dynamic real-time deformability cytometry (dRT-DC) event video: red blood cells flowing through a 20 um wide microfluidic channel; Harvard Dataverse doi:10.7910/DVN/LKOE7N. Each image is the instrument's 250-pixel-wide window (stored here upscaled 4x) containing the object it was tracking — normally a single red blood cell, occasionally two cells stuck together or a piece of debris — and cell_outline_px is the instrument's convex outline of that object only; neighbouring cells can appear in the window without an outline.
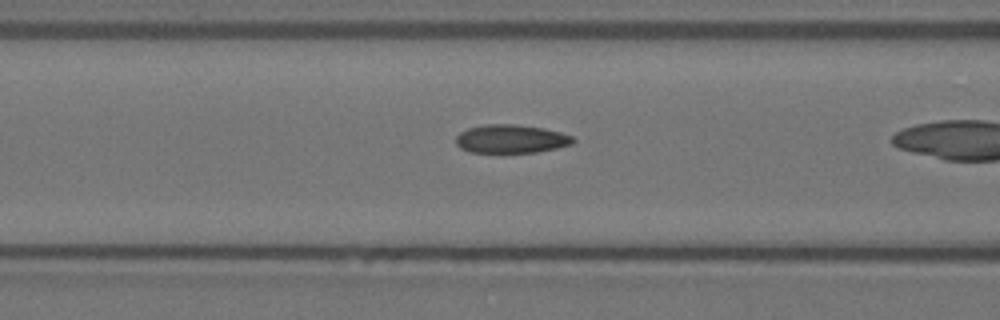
{"species": "Egyptian fruit bat (a non-hibernating species)", "species_latin": "Rousettus aegyptiacus", "temperature_condition": "warm", "stored_images_in_passage": 32, "camera_frame_rate_fps": 3000, "um_per_image_px": 0.085, "animal": {"sex": "female"}, "frame": {"image": 1, "passage_image": 17, "time_ms": 5.333, "image_size_px": [1000, 320], "cell_outline_px": [[576, 140], [572, 144], [556, 148], [536, 152], [468, 152], [460, 148], [456, 144], [456, 136], [460, 132], [468, 128], [488, 124], [512, 124], [544, 128], [560, 132], [572, 136]], "centroid_in_image_um": [43.43, 11.8], "position_along_channel_um": 123.2, "area_um2": 19.36}}
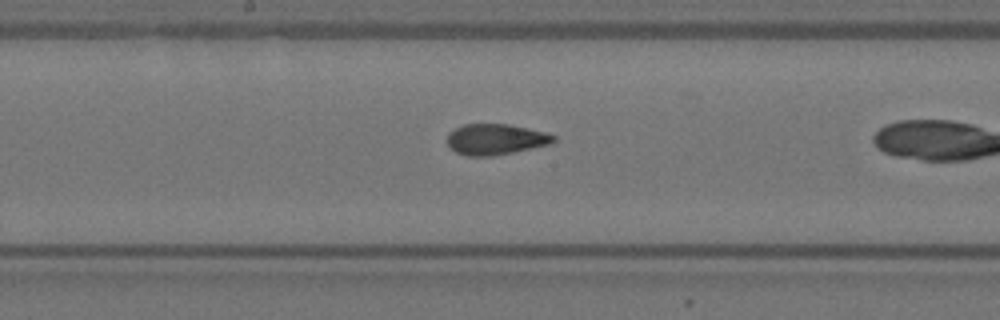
{"frame": {"image": 2, "passage_image": 24, "time_ms": 7.667, "image_size_px": [1000, 320], "cell_outline_px": [[556, 140], [552, 144], [492, 156], [468, 156], [456, 152], [448, 144], [448, 132], [464, 124], [508, 124], [544, 132], [556, 136]], "centroid_in_image_um": [42.14, 11.84], "position_along_channel_um": 206.1, "area_um2": 18.96}}
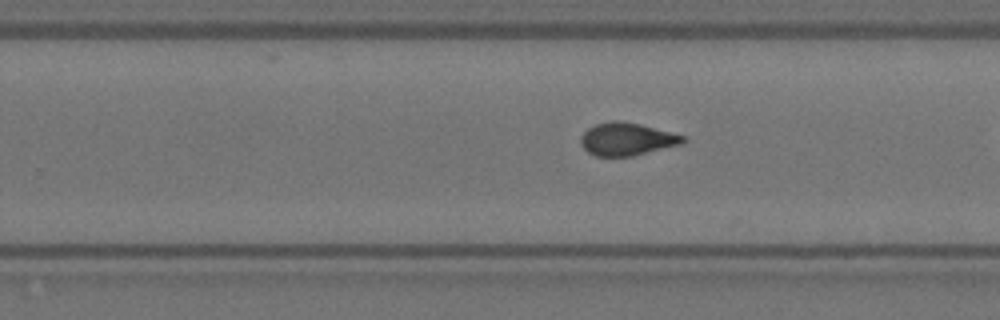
{"frame": {"image": 3, "passage_image": 30, "time_ms": 9.667, "image_size_px": [1000, 320], "cell_outline_px": [[688, 140], [680, 144], [632, 156], [596, 156], [588, 152], [580, 144], [580, 136], [588, 128], [596, 124], [612, 120], [620, 120], [640, 124], [684, 136]], "centroid_in_image_um": [53.24, 11.82], "position_along_channel_um": 276.6, "area_um2": 19.36}}